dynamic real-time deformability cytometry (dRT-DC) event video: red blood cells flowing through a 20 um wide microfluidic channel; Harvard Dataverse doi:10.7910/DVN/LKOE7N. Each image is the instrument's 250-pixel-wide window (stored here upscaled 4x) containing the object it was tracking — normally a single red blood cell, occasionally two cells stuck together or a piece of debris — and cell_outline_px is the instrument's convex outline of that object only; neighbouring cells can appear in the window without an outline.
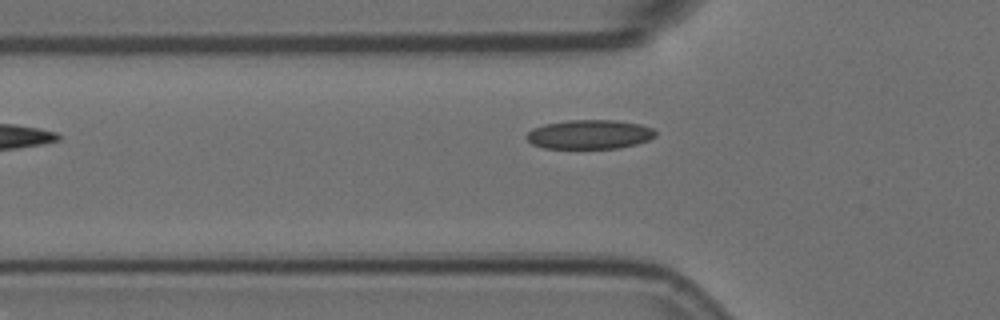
{"species": "Egyptian fruit bat (a non-hibernating species)", "species_latin": "Rousettus aegyptiacus", "temperature_condition": "room temperature", "stored_images_in_passage": 2, "camera_frame_rate_fps": 3000, "um_per_image_px": 0.085, "animal": {"sex": "female"}, "frame": {"image": 1, "passage_image": 2, "time_ms": 0.333, "image_size_px": [1000, 320], "cell_outline_px": [[656, 136], [648, 140], [636, 144], [616, 148], [544, 148], [532, 144], [524, 136], [532, 128], [544, 124], [568, 120], [616, 120], [640, 124], [652, 128], [656, 132]], "centroid_in_image_um": [50.09, 11.42], "position_along_channel_um": 75.7, "area_um2": 21.96}}